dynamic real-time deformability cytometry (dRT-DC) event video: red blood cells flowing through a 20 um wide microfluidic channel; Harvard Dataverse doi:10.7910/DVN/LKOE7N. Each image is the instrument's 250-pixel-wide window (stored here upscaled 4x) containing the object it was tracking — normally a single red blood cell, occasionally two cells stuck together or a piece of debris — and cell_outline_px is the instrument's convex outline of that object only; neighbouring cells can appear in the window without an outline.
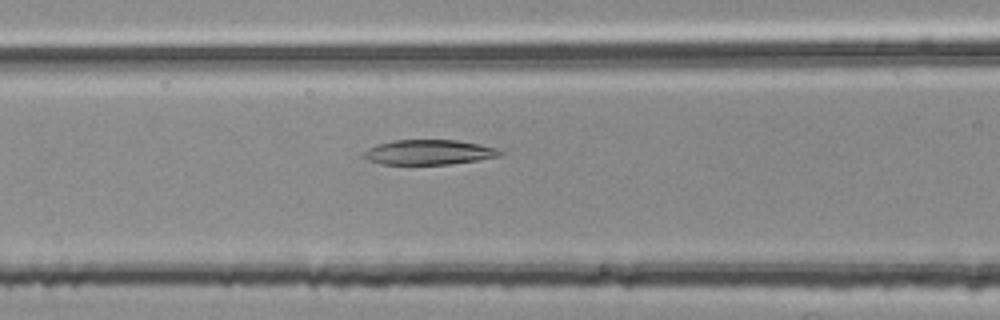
{"species": "common noctule bat (a hibernating species)", "species_latin": "Nyctalus noctula", "temperature_condition": "room temperature", "stored_images_in_passage": 54, "camera_frame_rate_fps": 3000, "um_per_image_px": 0.085, "animal": {"sex": "female", "body_mass_g": 25.1}, "frame": {"image": 1, "passage_image": 22, "time_ms": 7.0, "image_size_px": [1000, 320], "cell_outline_px": [[504, 152], [500, 156], [476, 160], [448, 164], [380, 164], [368, 160], [360, 156], [360, 152], [368, 148], [392, 140], [456, 140], [480, 144], [496, 148]], "centroid_in_image_um": [36.4, 12.94], "position_along_channel_um": 130.2, "area_um2": 19.83}}
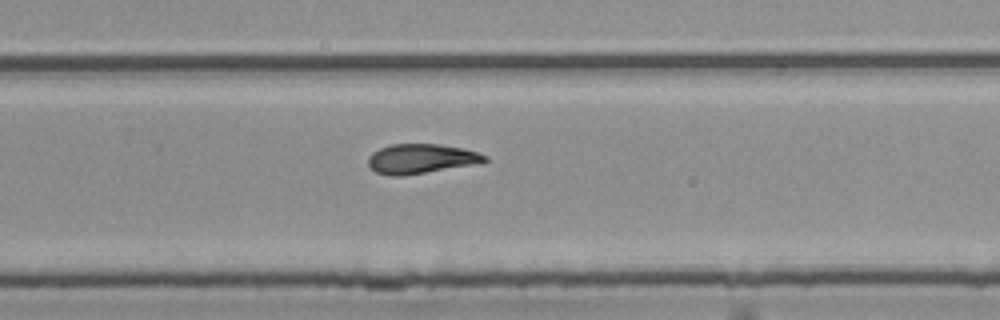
{"frame": {"image": 2, "passage_image": 35, "time_ms": 11.333, "image_size_px": [1000, 320], "cell_outline_px": [[488, 160], [476, 164], [404, 176], [392, 176], [376, 172], [368, 164], [368, 156], [372, 152], [380, 148], [392, 144], [440, 144], [464, 148], [488, 156]], "centroid_in_image_um": [35.79, 13.49], "position_along_channel_um": 294.0, "area_um2": 20.17}}
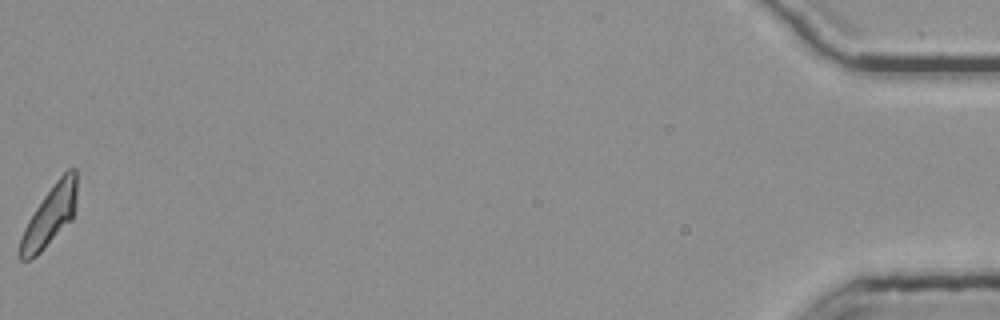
{"frame": {"image": 3, "passage_image": 54, "time_ms": 17.667, "image_size_px": [1000, 320], "cell_outline_px": [[76, 208], [72, 220], [36, 256], [28, 260], [20, 260], [16, 256], [20, 236], [28, 220], [44, 196], [56, 180], [68, 168], [76, 168]], "centroid_in_image_um": [4.2, 18.39], "position_along_channel_um": 431.0, "area_um2": 20.06}, "authors_computed_cell_mechanics": {"area_um2": 20.6057, "velocity_mm_per_s": 3.7936, "shape_relaxation_time_tau1_ms": null, "shape_relaxation_time_tau2_ms": 2.2709, "deformation_change_tau1": null, "deformation_change_tau2": 0.0842}}